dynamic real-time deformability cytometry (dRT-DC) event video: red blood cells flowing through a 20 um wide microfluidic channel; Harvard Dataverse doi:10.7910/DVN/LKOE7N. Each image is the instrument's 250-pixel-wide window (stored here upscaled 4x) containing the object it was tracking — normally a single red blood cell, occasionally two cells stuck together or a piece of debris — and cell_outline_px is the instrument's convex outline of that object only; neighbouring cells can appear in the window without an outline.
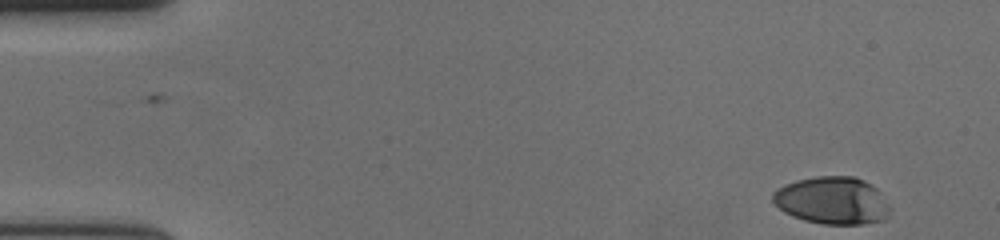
{"species": "human", "species_latin": "Homo sapiens", "temperature_condition": "cold", "stored_images_in_passage": 54, "camera_frame_rate_fps": 3000, "um_per_image_px": 0.085, "donor": {"sex": "female"}, "frame": {"image": 1, "passage_image": 1, "time_ms": 0.0, "image_size_px": [1000, 240], "cell_outline_px": [[892, 208], [884, 220], [864, 224], [824, 224], [804, 220], [792, 216], [784, 212], [772, 200], [772, 192], [776, 188], [784, 184], [796, 180], [816, 176], [856, 176], [872, 184], [880, 192]], "centroid_in_image_um": [70.75, 17.03], "position_along_channel_um": 14.2, "area_um2": 32.77}}
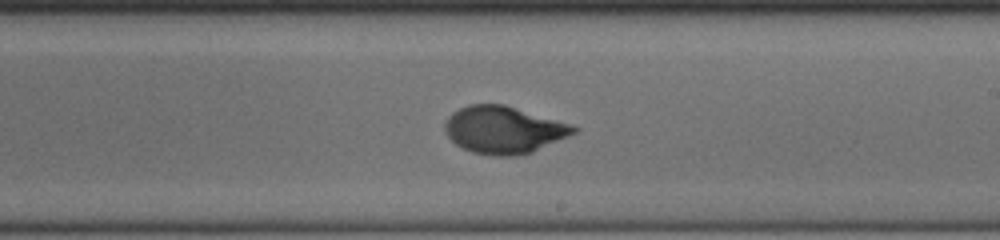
{"frame": {"image": 2, "passage_image": 31, "time_ms": 10.0, "image_size_px": [1000, 240], "cell_outline_px": [[580, 128], [576, 132], [568, 136], [532, 152], [516, 156], [492, 156], [472, 152], [456, 144], [444, 132], [444, 120], [452, 112], [468, 104], [504, 104], [568, 124]], "centroid_in_image_um": [42.76, 11.04], "position_along_channel_um": 246.2, "area_um2": 35.26}}
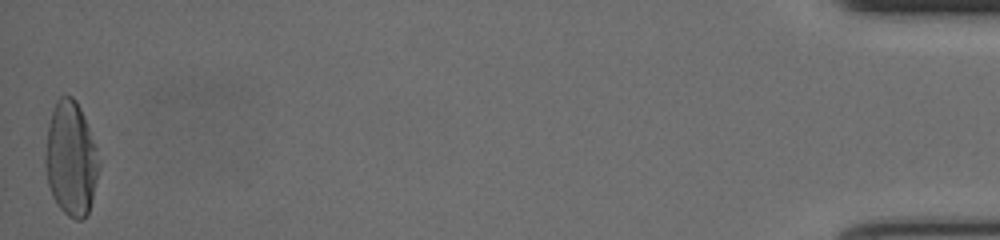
{"frame": {"image": 3, "passage_image": 54, "time_ms": 17.667, "image_size_px": [1000, 240], "cell_outline_px": [[100, 168], [92, 200], [88, 212], [80, 220], [76, 220], [68, 216], [60, 208], [52, 196], [48, 184], [44, 160], [44, 156], [48, 124], [56, 100], [60, 96], [72, 96], [76, 100], [80, 108], [96, 148], [100, 160]], "centroid_in_image_um": [6.02, 13.5], "position_along_channel_um": 429.2, "area_um2": 35.66}, "authors_computed_cell_mechanics": {"area_um2": 34.3332, "velocity_mm_per_s": 3.6495, "shape_relaxation_time_tau1_ms": 4.8584, "shape_relaxation_time_tau2_ms": null, "deformation_change_tau1": 0.2263, "deformation_change_tau2": null}}